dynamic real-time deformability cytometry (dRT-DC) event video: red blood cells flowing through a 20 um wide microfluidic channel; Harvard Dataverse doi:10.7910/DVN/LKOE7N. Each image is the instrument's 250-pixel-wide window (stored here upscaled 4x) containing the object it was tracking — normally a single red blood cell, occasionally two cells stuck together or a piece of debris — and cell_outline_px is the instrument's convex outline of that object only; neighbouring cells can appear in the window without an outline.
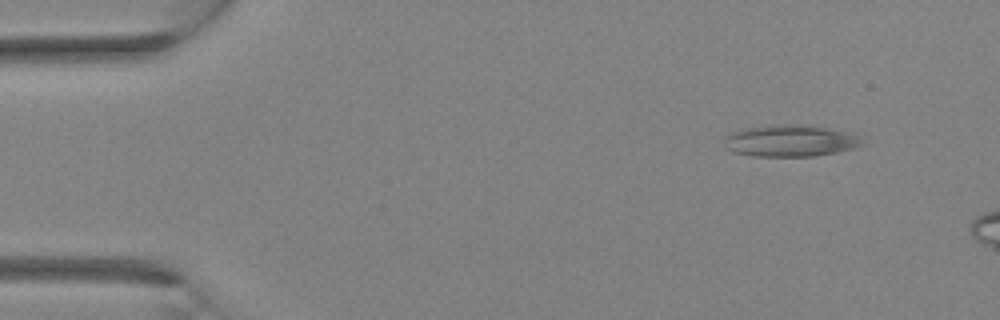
{"species": "Egyptian fruit bat (a non-hibernating species)", "species_latin": "Rousettus aegyptiacus", "temperature_condition": "room temperature", "stored_images_in_passage": 9, "camera_frame_rate_fps": 3000, "um_per_image_px": 0.085, "animal": {"sex": "female"}, "frame": {"image": 1, "passage_image": 3, "time_ms": 0.667, "image_size_px": [1000, 320], "cell_outline_px": [[868, 144], [856, 148], [816, 156], [752, 156], [732, 152], [724, 148], [720, 140], [728, 132], [744, 128], [780, 124], [784, 124], [828, 128], [852, 132], [864, 136]], "centroid_in_image_um": [67.19, 11.97], "position_along_channel_um": 17.8, "area_um2": 26.3}}